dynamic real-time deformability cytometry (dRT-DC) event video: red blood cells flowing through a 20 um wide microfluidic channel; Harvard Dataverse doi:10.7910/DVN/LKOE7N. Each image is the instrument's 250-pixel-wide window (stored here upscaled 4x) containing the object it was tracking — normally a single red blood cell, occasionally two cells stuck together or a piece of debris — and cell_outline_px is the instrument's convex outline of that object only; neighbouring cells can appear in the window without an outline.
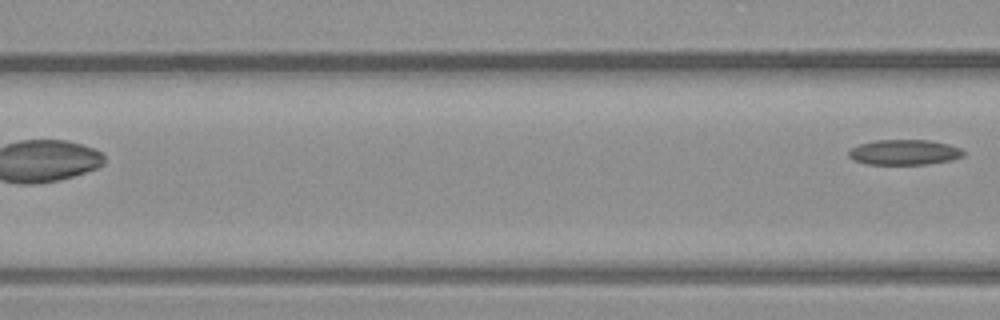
{"species": "common noctule bat (a hibernating species)", "species_latin": "Nyctalus noctula", "temperature_condition": "warm", "stored_images_in_passage": 6, "camera_frame_rate_fps": 3000, "um_per_image_px": 0.085, "animal": {"sex": "male", "body_mass_g": 23.1, "forearm_length_mm": 52.7}, "frame": {"image": 1, "passage_image": 6, "time_ms": 1.667, "image_size_px": [1000, 320], "cell_outline_px": [[964, 156], [952, 160], [928, 164], [864, 164], [852, 160], [848, 156], [848, 152], [852, 148], [860, 144], [872, 140], [928, 140], [948, 144], [960, 148], [964, 152]], "centroid_in_image_um": [76.85, 12.94], "position_along_channel_um": 89.8, "area_um2": 16.99}}